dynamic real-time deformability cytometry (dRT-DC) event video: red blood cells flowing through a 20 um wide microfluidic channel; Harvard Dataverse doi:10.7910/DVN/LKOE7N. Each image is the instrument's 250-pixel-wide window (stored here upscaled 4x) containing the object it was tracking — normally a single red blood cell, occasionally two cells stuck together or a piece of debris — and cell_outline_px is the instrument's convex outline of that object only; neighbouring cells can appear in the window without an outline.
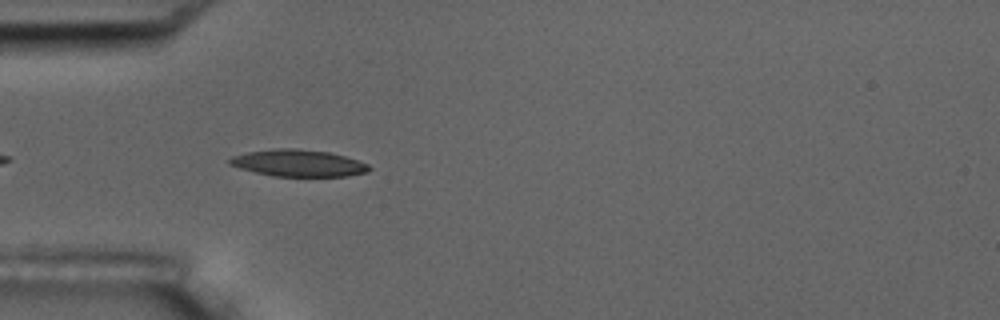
{"species": "common noctule bat (a hibernating species)", "species_latin": "Nyctalus noctula", "temperature_condition": "room temperature", "stored_images_in_passage": 5, "camera_frame_rate_fps": 3000, "um_per_image_px": 0.085, "animal": {"sex": "male", "body_mass_g": 17.5, "forearm_length_mm": 52.3}, "frame": {"image": 1, "passage_image": 4, "time_ms": 3.333, "image_size_px": [1000, 320], "cell_outline_px": [[372, 168], [368, 172], [348, 176], [272, 176], [240, 168], [228, 164], [228, 160], [232, 156], [248, 152], [276, 148], [296, 148], [328, 152], [344, 156], [368, 164]], "centroid_in_image_um": [25.36, 13.86], "position_along_channel_um": 59.6, "area_um2": 21.73}}